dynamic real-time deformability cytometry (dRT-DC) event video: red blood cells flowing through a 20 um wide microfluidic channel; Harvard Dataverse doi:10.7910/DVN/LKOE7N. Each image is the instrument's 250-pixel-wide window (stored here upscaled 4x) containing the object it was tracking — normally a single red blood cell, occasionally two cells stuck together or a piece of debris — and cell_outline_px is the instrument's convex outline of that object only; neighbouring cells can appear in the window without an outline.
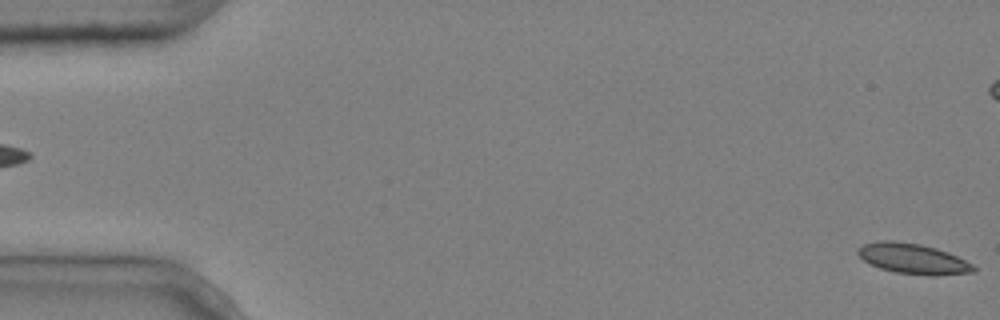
{"species": "common noctule bat (a hibernating species)", "species_latin": "Nyctalus noctula", "temperature_condition": "cold", "stored_images_in_passage": 5, "segment_of_instrument_passage": [2, 2], "camera_frame_rate_fps": 3000, "um_per_image_px": 0.085, "animal": {"sex": "male", "body_mass_g": 20.4}, "frame": {"image": 1, "passage_image": 5, "time_ms": 1.333, "image_size_px": [1000, 320], "cell_outline_px": [[976, 272], [936, 276], [932, 276], [896, 272], [880, 268], [864, 260], [856, 252], [864, 244], [880, 240], [892, 240], [920, 244], [936, 248], [948, 252], [972, 264], [976, 268]], "centroid_in_image_um": [77.64, 21.99], "position_along_channel_um": 7.4, "area_um2": 20.35}}